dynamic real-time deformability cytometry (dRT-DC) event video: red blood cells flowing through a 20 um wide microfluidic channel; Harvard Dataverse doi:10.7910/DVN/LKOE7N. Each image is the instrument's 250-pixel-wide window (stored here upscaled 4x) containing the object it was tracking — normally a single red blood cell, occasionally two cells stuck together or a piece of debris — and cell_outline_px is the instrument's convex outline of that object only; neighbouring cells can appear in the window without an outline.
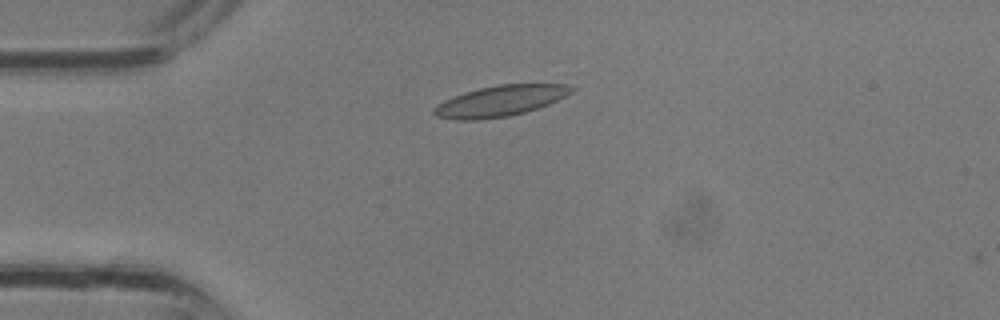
{"species": "common noctule bat (a hibernating species)", "species_latin": "Nyctalus noctula", "temperature_condition": "room temperature", "stored_images_in_passage": 3, "camera_frame_rate_fps": 3000, "um_per_image_px": 0.085, "animal": {"sex": "male", "body_mass_g": 13.3}, "frame": {"image": 1, "passage_image": 3, "time_ms": 0.667, "image_size_px": [1000, 320], "cell_outline_px": [[576, 88], [572, 92], [548, 104], [524, 112], [508, 116], [476, 120], [456, 120], [436, 116], [432, 112], [432, 108], [436, 104], [444, 100], [464, 92], [480, 88], [500, 84], [568, 84]], "centroid_in_image_um": [42.48, 8.58], "position_along_channel_um": 42.5, "area_um2": 24.57}}